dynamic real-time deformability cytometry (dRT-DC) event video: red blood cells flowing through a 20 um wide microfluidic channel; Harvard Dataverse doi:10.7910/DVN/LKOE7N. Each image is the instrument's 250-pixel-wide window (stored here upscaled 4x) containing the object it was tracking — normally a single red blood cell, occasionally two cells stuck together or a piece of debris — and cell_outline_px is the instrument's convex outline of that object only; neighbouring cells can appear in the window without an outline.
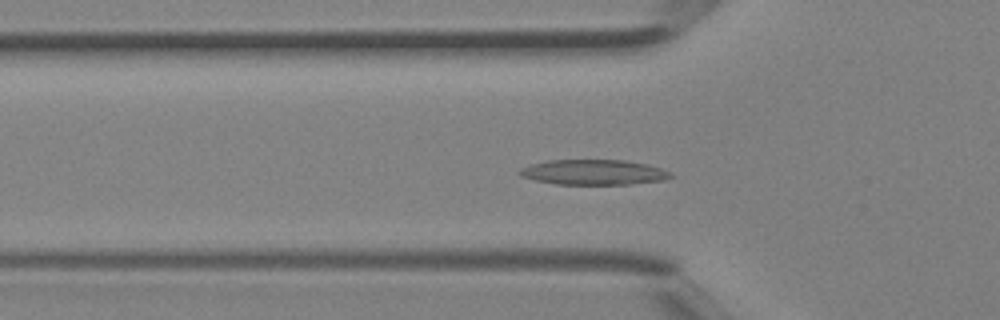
{"species": "Egyptian fruit bat (a non-hibernating species)", "species_latin": "Rousettus aegyptiacus", "temperature_condition": "room temperature", "stored_images_in_passage": 43, "camera_frame_rate_fps": 3000, "um_per_image_px": 0.085, "animal": {"sex": "female"}, "frame": {"image": 1, "passage_image": 14, "time_ms": 4.333, "image_size_px": [1000, 320], "cell_outline_px": [[672, 176], [664, 180], [632, 184], [556, 184], [536, 180], [520, 176], [516, 172], [520, 168], [532, 164], [548, 160], [624, 160], [648, 164], [660, 168], [668, 172]], "centroid_in_image_um": [50.42, 14.64], "position_along_channel_um": 75.4, "area_um2": 22.08}}
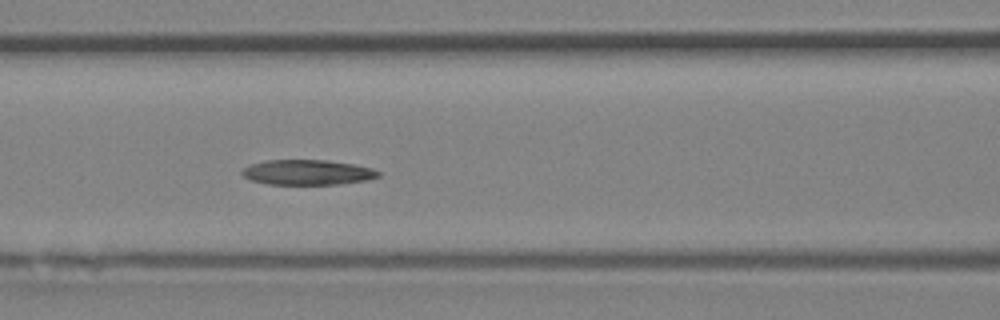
{"frame": {"image": 2, "passage_image": 18, "time_ms": 5.667, "image_size_px": [1000, 320], "cell_outline_px": [[380, 176], [368, 180], [340, 184], [268, 184], [252, 180], [244, 176], [240, 172], [244, 168], [252, 164], [264, 160], [328, 160], [352, 164], [372, 168], [380, 172]], "centroid_in_image_um": [26.16, 14.65], "position_along_channel_um": 140.4, "area_um2": 19.88}}
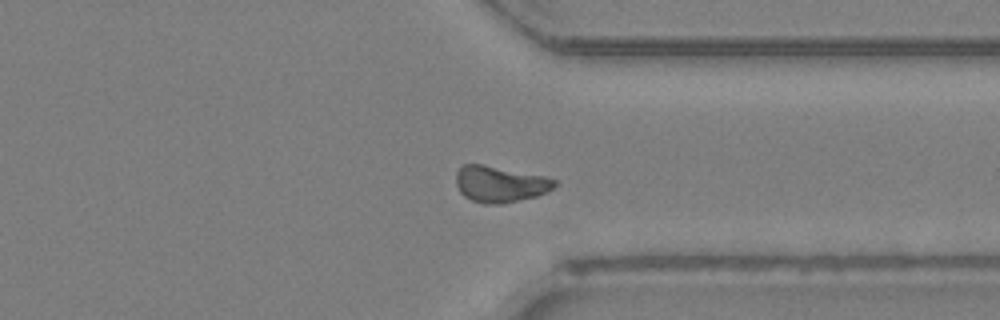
{"frame": {"image": 3, "passage_image": 32, "time_ms": 10.333, "image_size_px": [1000, 320], "cell_outline_px": [[556, 184], [552, 188], [536, 196], [504, 204], [484, 204], [472, 200], [464, 196], [460, 192], [456, 184], [456, 172], [464, 164], [484, 164], [544, 176], [556, 180]], "centroid_in_image_um": [42.47, 15.65], "position_along_channel_um": 368.9, "area_um2": 20.75}}